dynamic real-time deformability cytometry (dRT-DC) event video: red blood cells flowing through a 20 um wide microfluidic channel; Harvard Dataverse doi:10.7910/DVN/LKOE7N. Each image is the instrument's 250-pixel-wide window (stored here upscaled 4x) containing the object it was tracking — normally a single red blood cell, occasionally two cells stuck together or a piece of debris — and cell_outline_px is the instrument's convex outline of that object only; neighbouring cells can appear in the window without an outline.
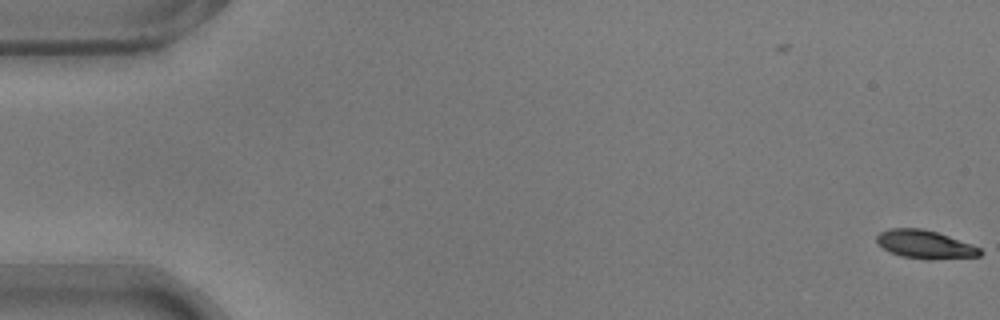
{"species": "common noctule bat (a hibernating species)", "species_latin": "Nyctalus noctula", "temperature_condition": "warm", "stored_images_in_passage": 55, "camera_frame_rate_fps": 3000, "um_per_image_px": 0.085, "animal": {"sex": "male", "body_mass_g": 17.9}, "frame": {"image": 1, "passage_image": 1, "time_ms": 0.0, "image_size_px": [1000, 320], "cell_outline_px": [[984, 252], [980, 256], [928, 260], [900, 256], [876, 244], [876, 236], [880, 232], [888, 228], [924, 228], [972, 244], [980, 248]], "centroid_in_image_um": [78.62, 20.77], "position_along_channel_um": 6.4, "area_um2": 17.17}}
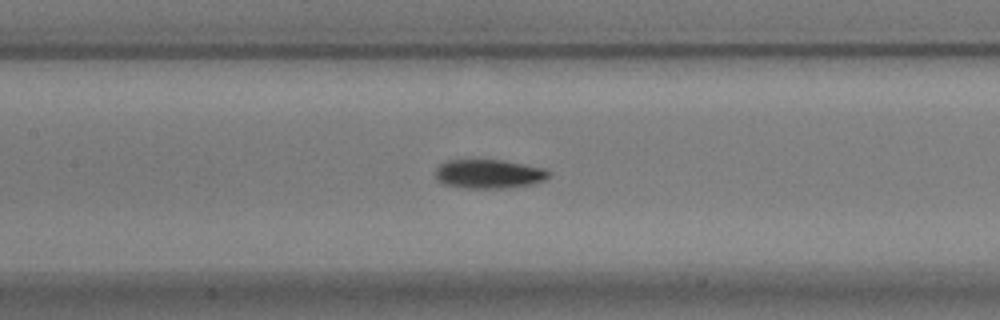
{"frame": {"image": 2, "passage_image": 26, "time_ms": 8.333, "image_size_px": [1000, 320], "cell_outline_px": [[552, 176], [544, 180], [528, 184], [508, 188], [468, 188], [444, 184], [436, 180], [436, 168], [440, 164], [448, 160], [500, 160], [544, 168], [552, 172]], "centroid_in_image_um": [41.56, 14.78], "position_along_channel_um": 165.8, "area_um2": 19.07}}
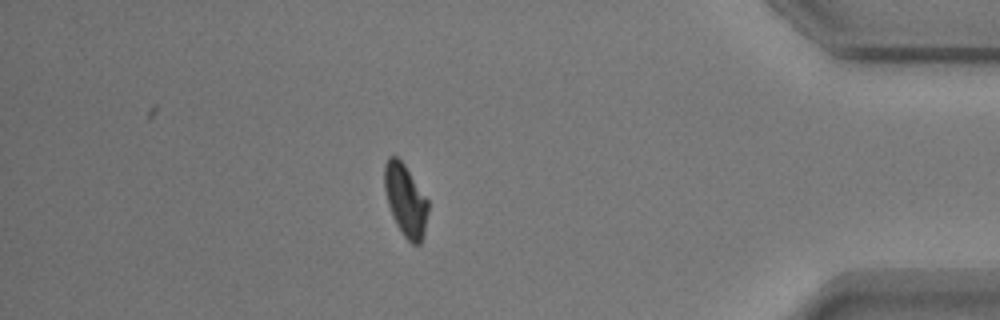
{"frame": {"image": 3, "passage_image": 48, "time_ms": 15.667, "image_size_px": [1000, 320], "cell_outline_px": [[428, 212], [424, 236], [420, 244], [412, 244], [404, 236], [396, 224], [392, 216], [388, 204], [384, 188], [384, 164], [388, 156], [396, 156], [404, 164], [428, 200]], "centroid_in_image_um": [34.46, 17.03], "position_along_channel_um": 400.7, "area_um2": 18.32}, "authors_computed_cell_mechanics": {"area_um2": 18.2648, "velocity_mm_per_s": 3.7362, "shape_relaxation_time_tau1_ms": 2.5684, "shape_relaxation_time_tau2_ms": 3.3218, "deformation_change_tau1": 0.1398, "deformation_change_tau2": 0.077}}